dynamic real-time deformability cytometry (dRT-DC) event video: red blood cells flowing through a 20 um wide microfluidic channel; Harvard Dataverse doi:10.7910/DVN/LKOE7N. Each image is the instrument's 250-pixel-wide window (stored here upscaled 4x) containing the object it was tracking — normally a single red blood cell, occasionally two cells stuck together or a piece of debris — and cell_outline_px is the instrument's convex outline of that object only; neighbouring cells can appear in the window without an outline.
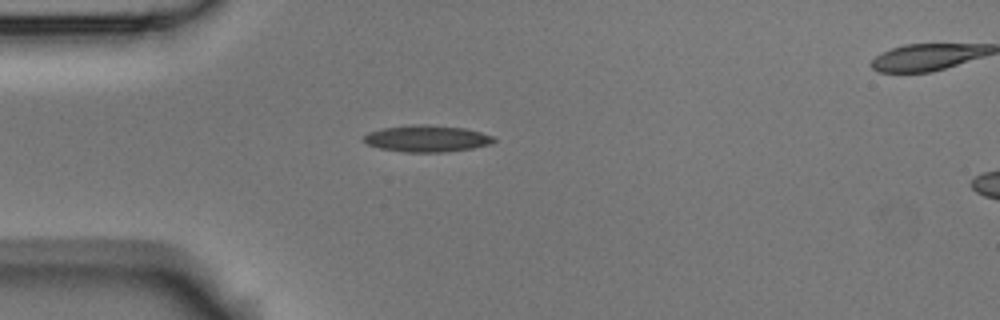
{"species": "Egyptian fruit bat (a non-hibernating species)", "species_latin": "Rousettus aegyptiacus", "temperature_condition": "room temperature", "stored_images_in_passage": 2, "camera_frame_rate_fps": 3000, "um_per_image_px": 0.085, "animal": {"sex": "male"}, "frame": {"image": 1, "passage_image": 1, "time_ms": 0.0, "image_size_px": [1000, 320], "cell_outline_px": [[496, 140], [488, 144], [472, 148], [444, 152], [404, 152], [380, 148], [368, 144], [364, 140], [364, 136], [368, 132], [384, 128], [412, 124], [424, 124], [464, 128], [496, 136]], "centroid_in_image_um": [36.3, 11.77], "position_along_channel_um": 48.7, "area_um2": 20.06}}